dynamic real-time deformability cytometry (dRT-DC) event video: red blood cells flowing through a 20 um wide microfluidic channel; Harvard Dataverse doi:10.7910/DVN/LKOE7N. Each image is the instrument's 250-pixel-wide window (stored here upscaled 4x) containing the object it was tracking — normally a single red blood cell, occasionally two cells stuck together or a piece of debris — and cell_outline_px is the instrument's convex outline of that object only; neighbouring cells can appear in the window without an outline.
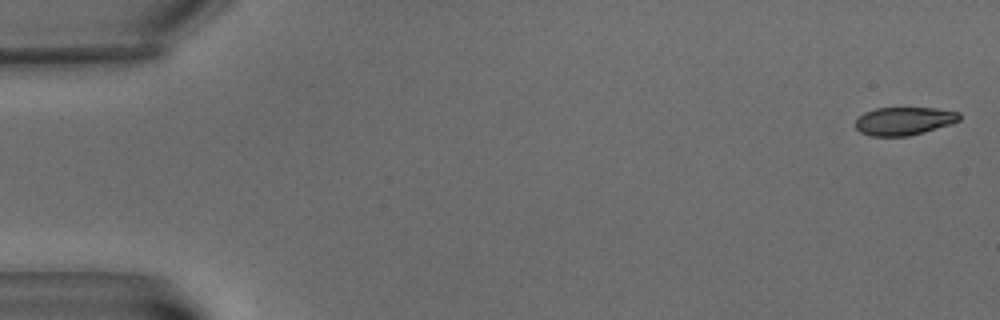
{"species": "common noctule bat (a hibernating species)", "species_latin": "Nyctalus noctula", "temperature_condition": "warm", "stored_images_in_passage": 4, "camera_frame_rate_fps": 3000, "um_per_image_px": 0.085, "animal": {"sex": "male", "body_mass_g": 15.6}, "frame": {"image": 1, "passage_image": 1, "time_ms": 0.0, "image_size_px": [1000, 320], "cell_outline_px": [[960, 120], [952, 124], [924, 132], [908, 136], [872, 136], [860, 132], [856, 128], [856, 120], [864, 112], [876, 108], [936, 108], [960, 112]], "centroid_in_image_um": [76.86, 10.28], "position_along_channel_um": 8.1, "area_um2": 17.05}}